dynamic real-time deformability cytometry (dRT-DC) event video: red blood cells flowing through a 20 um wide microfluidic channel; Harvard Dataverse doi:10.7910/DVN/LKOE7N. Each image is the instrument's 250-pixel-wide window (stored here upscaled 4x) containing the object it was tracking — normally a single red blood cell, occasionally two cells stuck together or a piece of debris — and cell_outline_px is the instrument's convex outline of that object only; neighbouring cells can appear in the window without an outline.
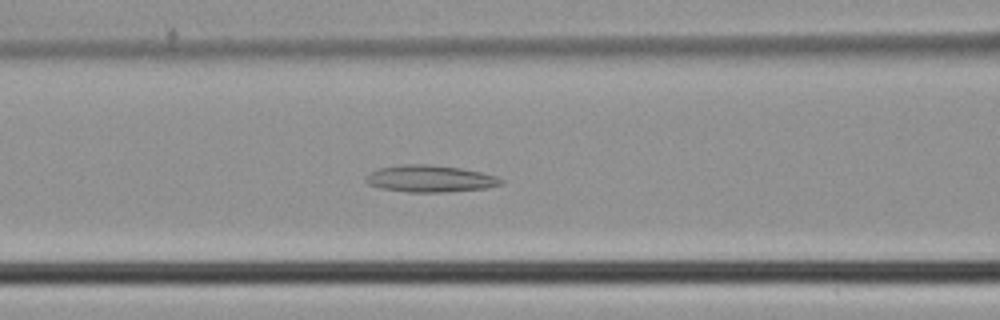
{"species": "common noctule bat (a hibernating species)", "species_latin": "Nyctalus noctula", "temperature_condition": "cold", "stored_images_in_passage": 48, "camera_frame_rate_fps": 3000, "um_per_image_px": 0.085, "animal": {"sex": "male", "body_mass_g": 21.5, "forearm_length_mm": 52.0}, "frame": {"image": 1, "passage_image": 19, "time_ms": 6.0, "image_size_px": [1000, 320], "cell_outline_px": [[504, 184], [488, 188], [448, 192], [408, 192], [380, 188], [368, 184], [364, 180], [364, 176], [380, 168], [404, 164], [428, 164], [460, 168], [480, 172], [496, 176], [504, 180]], "centroid_in_image_um": [36.57, 15.2], "position_along_channel_um": 130.0, "area_um2": 21.27}}
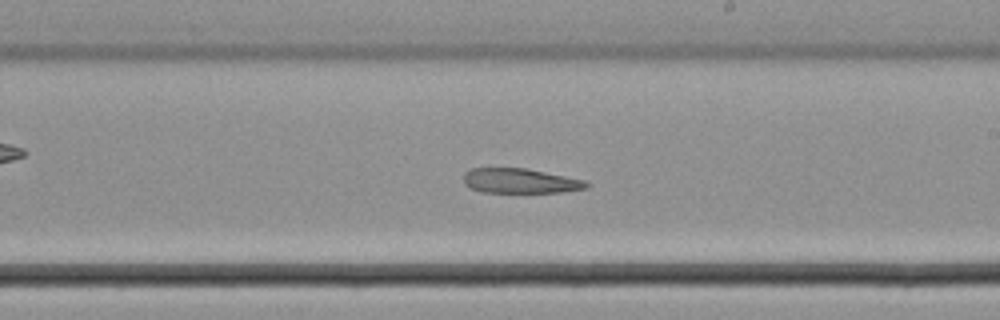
{"frame": {"image": 2, "passage_image": 27, "time_ms": 8.667, "image_size_px": [1000, 320], "cell_outline_px": [[592, 184], [588, 188], [564, 192], [484, 192], [468, 188], [464, 184], [464, 172], [472, 168], [524, 168], [584, 180]], "centroid_in_image_um": [44.21, 15.38], "position_along_channel_um": 244.8, "area_um2": 17.74}}
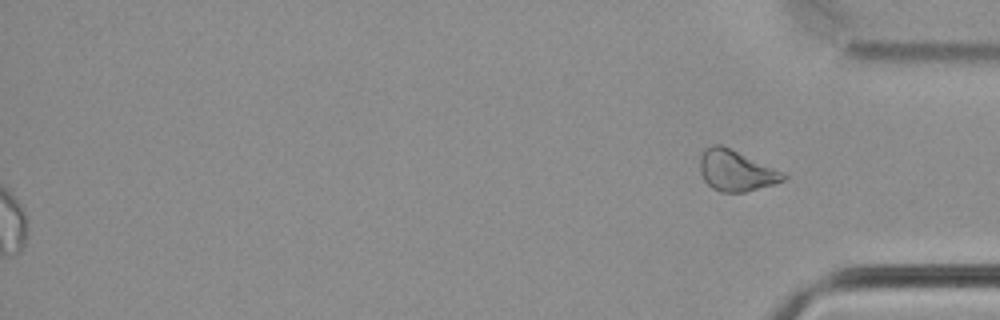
{"frame": {"image": 3, "passage_image": 48, "time_ms": 15.667, "image_size_px": [1000, 320], "cell_outline_px": [[788, 176], [784, 180], [772, 184], [744, 192], [720, 192], [712, 188], [704, 180], [700, 172], [700, 152], [704, 148], [712, 144], [720, 144], [784, 172]], "centroid_in_image_um": [62.52, 14.49], "position_along_channel_um": 372.7, "area_um2": 19.77}}